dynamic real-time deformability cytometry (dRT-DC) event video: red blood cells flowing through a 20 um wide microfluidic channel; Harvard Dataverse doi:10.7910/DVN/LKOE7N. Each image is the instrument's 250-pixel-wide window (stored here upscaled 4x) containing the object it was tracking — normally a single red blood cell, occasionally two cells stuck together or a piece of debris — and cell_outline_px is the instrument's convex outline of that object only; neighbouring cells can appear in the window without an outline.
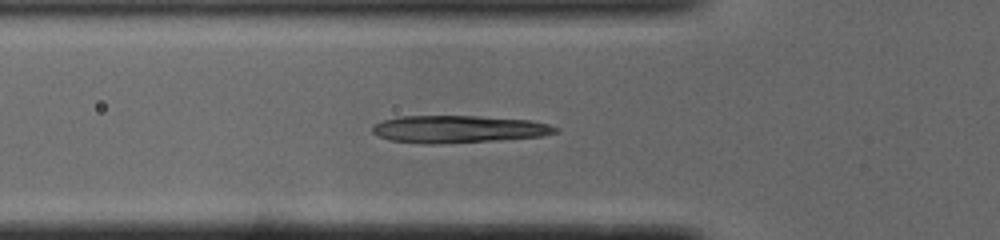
{"species": "common noctule bat (a hibernating species)", "species_latin": "Nyctalus noctula", "temperature_condition": "cold", "stored_images_in_passage": 51, "camera_frame_rate_fps": 3000, "um_per_image_px": 0.085, "animal": {"sex": "male", "body_mass_g": 19.0, "forearm_length_mm": 50.8}, "frame": {"image": 1, "passage_image": 16, "time_ms": 5.0, "image_size_px": [1000, 240], "cell_outline_px": [[560, 128], [556, 132], [540, 136], [440, 144], [420, 144], [392, 140], [380, 136], [372, 132], [372, 128], [376, 124], [384, 120], [396, 116], [476, 116], [528, 120], [548, 124]], "centroid_in_image_um": [38.92, 10.97], "position_along_channel_um": 86.9, "area_um2": 28.78}}
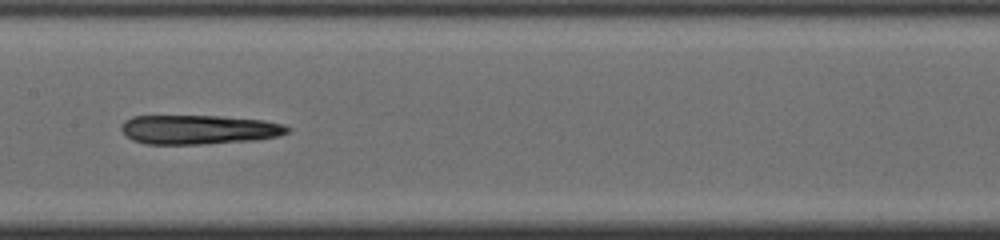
{"frame": {"image": 2, "passage_image": 24, "time_ms": 7.667, "image_size_px": [1000, 240], "cell_outline_px": [[288, 132], [276, 136], [252, 140], [200, 144], [148, 144], [132, 140], [120, 128], [124, 120], [132, 116], [220, 116], [264, 120], [280, 124], [288, 128]], "centroid_in_image_um": [16.84, 11.01], "position_along_channel_um": 190.6, "area_um2": 27.98}}
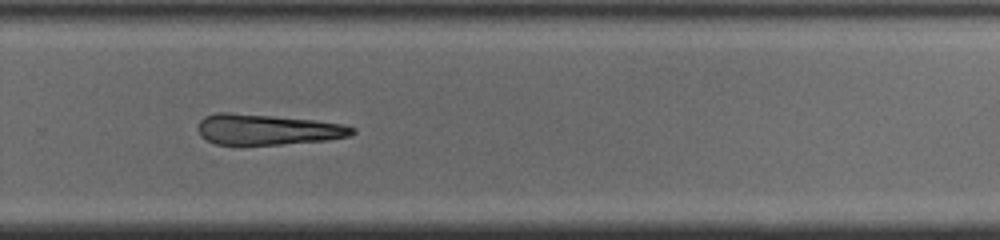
{"frame": {"image": 3, "passage_image": 33, "time_ms": 10.667, "image_size_px": [1000, 240], "cell_outline_px": [[356, 132], [348, 136], [328, 140], [280, 144], [216, 144], [200, 136], [200, 120], [204, 116], [216, 112], [228, 112], [272, 116], [312, 120], [344, 124], [356, 128]], "centroid_in_image_um": [22.75, 11.0], "position_along_channel_um": 307.0, "area_um2": 27.22}}